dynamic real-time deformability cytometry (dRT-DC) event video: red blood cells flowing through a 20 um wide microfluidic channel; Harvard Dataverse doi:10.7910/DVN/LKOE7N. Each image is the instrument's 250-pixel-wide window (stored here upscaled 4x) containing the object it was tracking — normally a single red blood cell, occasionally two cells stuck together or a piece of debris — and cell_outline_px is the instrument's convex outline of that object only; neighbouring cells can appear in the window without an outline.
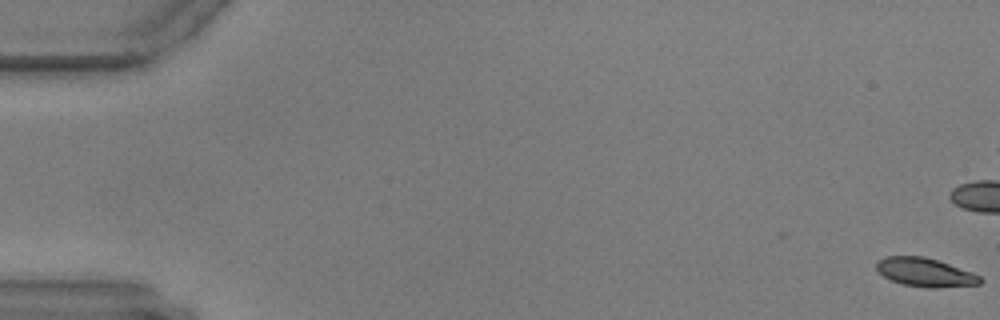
{"species": "common noctule bat (a hibernating species)", "species_latin": "Nyctalus noctula", "temperature_condition": "warm", "stored_images_in_passage": 46, "camera_frame_rate_fps": 3000, "um_per_image_px": 0.085, "animal": {"sex": "male", "body_mass_g": 17.9, "forearm_length_mm": 54.2}, "frame": {"image": 1, "passage_image": 1, "time_ms": 0.0, "image_size_px": [1000, 320], "cell_outline_px": [[984, 280], [980, 284], [936, 288], [928, 288], [904, 284], [892, 280], [884, 276], [876, 268], [876, 264], [880, 260], [888, 256], [924, 256], [972, 272], [980, 276]], "centroid_in_image_um": [78.67, 23.15], "position_along_channel_um": 6.3, "area_um2": 17.05}}
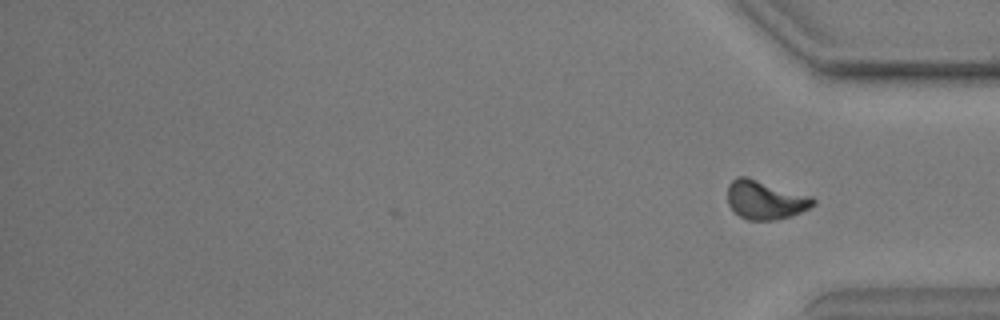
{"frame": {"image": 2, "passage_image": 46, "time_ms": 15.0, "image_size_px": [1000, 320], "cell_outline_px": [[816, 204], [800, 212], [776, 220], [748, 220], [740, 216], [728, 204], [728, 184], [736, 176], [748, 176], [812, 196], [816, 200]], "centroid_in_image_um": [65.05, 16.96], "position_along_channel_um": 370.2, "area_um2": 19.42}}